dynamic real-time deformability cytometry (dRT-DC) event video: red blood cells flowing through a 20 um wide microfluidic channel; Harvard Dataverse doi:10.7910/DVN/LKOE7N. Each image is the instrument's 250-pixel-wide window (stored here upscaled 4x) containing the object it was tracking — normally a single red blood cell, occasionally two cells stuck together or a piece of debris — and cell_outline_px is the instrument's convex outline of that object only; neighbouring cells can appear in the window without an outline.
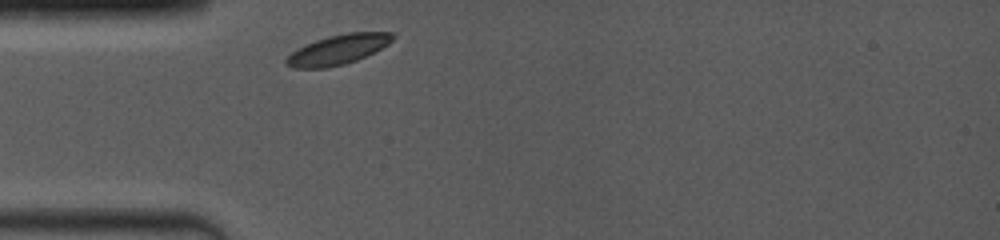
{"species": "common noctule bat (a hibernating species)", "species_latin": "Nyctalus noctula", "temperature_condition": "room temperature", "stored_images_in_passage": 19, "camera_frame_rate_fps": 4000, "um_per_image_px": 0.085, "animal": {"sex": "female", "body_mass_g": 19.0, "forearm_length_mm": 53.3}, "frame": {"image": 1, "passage_image": 1, "time_ms": 0.0, "image_size_px": [1000, 240], "cell_outline_px": [[396, 36], [388, 44], [356, 60], [344, 64], [328, 68], [292, 68], [284, 64], [284, 60], [292, 52], [304, 44], [328, 36], [348, 32], [392, 32]], "centroid_in_image_um": [28.69, 4.21], "position_along_channel_um": 56.3, "area_um2": 18.44}}
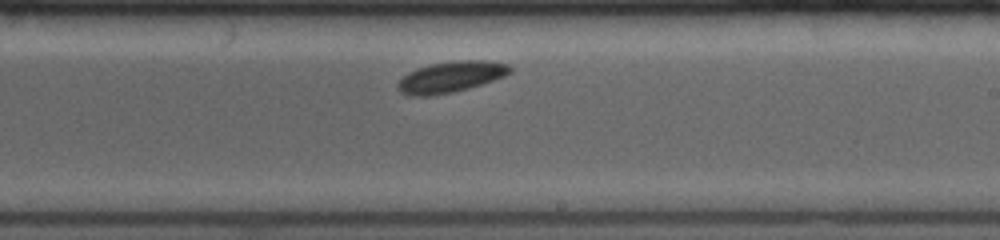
{"frame": {"image": 2, "passage_image": 11, "time_ms": 5.25, "image_size_px": [1000, 240], "cell_outline_px": [[512, 72], [504, 76], [468, 88], [452, 92], [428, 96], [408, 96], [400, 92], [396, 88], [396, 84], [408, 72], [416, 68], [432, 64], [456, 60], [488, 60], [508, 64], [512, 68]], "centroid_in_image_um": [38.29, 6.53], "position_along_channel_um": 250.7, "area_um2": 20.29}}
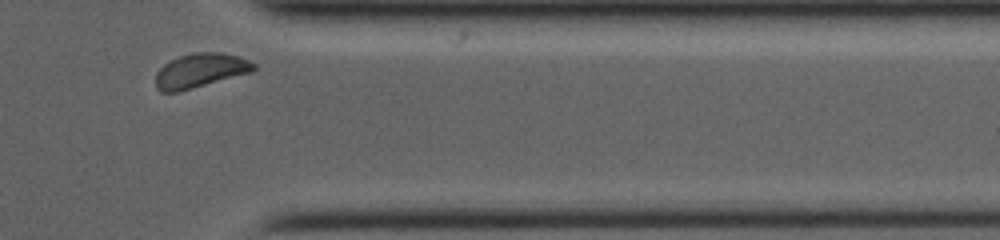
{"frame": {"image": 3, "passage_image": 18, "time_ms": 9.0, "image_size_px": [1000, 240], "cell_outline_px": [[256, 68], [252, 72], [180, 92], [160, 92], [156, 88], [156, 72], [164, 64], [180, 56], [192, 52], [220, 52], [236, 56], [248, 60], [256, 64]], "centroid_in_image_um": [17.02, 6.01], "position_along_channel_um": 394.4, "area_um2": 19.65}}